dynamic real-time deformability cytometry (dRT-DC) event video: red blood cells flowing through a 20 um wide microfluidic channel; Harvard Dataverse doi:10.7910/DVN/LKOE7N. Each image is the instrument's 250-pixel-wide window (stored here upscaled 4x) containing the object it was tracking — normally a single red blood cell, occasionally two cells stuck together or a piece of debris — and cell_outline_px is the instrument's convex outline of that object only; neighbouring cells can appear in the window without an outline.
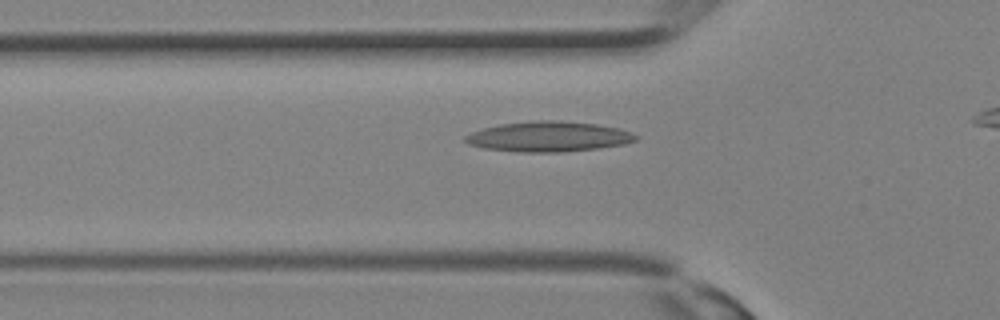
{"species": "Egyptian fruit bat (a non-hibernating species)", "species_latin": "Rousettus aegyptiacus", "temperature_condition": "room temperature", "stored_images_in_passage": 19, "camera_frame_rate_fps": 3000, "um_per_image_px": 0.085, "animal": {"sex": "female"}, "frame": {"image": 1, "passage_image": 3, "time_ms": 0.667, "image_size_px": [1000, 320], "cell_outline_px": [[640, 136], [636, 140], [624, 144], [596, 148], [560, 152], [516, 152], [484, 148], [468, 144], [464, 140], [464, 136], [472, 132], [484, 128], [500, 124], [536, 120], [560, 120], [596, 124], [620, 128], [632, 132]], "centroid_in_image_um": [46.64, 11.6], "position_along_channel_um": 79.2, "area_um2": 30.11}}
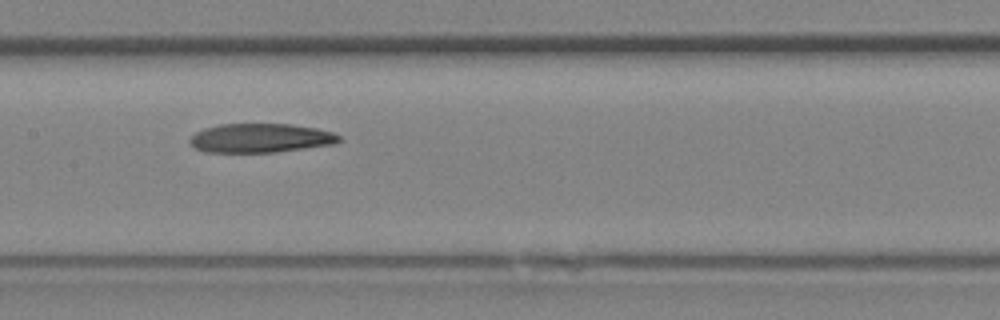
{"frame": {"image": 2, "passage_image": 8, "time_ms": 2.333, "image_size_px": [1000, 320], "cell_outline_px": [[344, 140], [332, 144], [276, 152], [204, 152], [196, 148], [188, 140], [196, 132], [204, 128], [220, 124], [292, 124], [316, 128], [332, 132], [340, 136]], "centroid_in_image_um": [22.15, 11.73], "position_along_channel_um": 185.2, "area_um2": 25.2}}
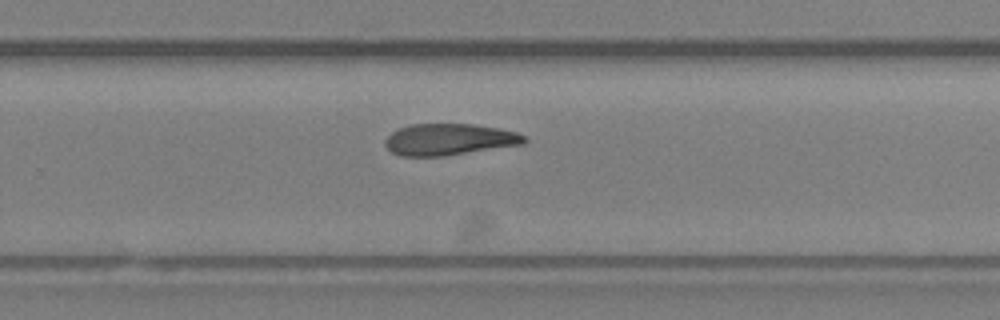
{"frame": {"image": 3, "passage_image": 13, "time_ms": 4.0, "image_size_px": [1000, 320], "cell_outline_px": [[528, 140], [524, 144], [444, 156], [400, 156], [392, 152], [384, 144], [384, 140], [396, 128], [408, 124], [472, 124], [496, 128], [516, 132], [524, 136]], "centroid_in_image_um": [38.14, 11.85], "position_along_channel_um": 291.7, "area_um2": 25.61}}